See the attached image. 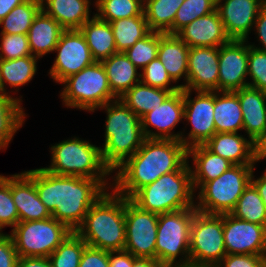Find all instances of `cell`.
Returning a JSON list of instances; mask_svg holds the SVG:
<instances>
[{"instance_id": "obj_1", "label": "cell", "mask_w": 266, "mask_h": 267, "mask_svg": "<svg viewBox=\"0 0 266 267\" xmlns=\"http://www.w3.org/2000/svg\"><path fill=\"white\" fill-rule=\"evenodd\" d=\"M34 184L51 216L75 232L90 207L106 192L97 180L56 175L44 168L34 169Z\"/></svg>"}, {"instance_id": "obj_2", "label": "cell", "mask_w": 266, "mask_h": 267, "mask_svg": "<svg viewBox=\"0 0 266 267\" xmlns=\"http://www.w3.org/2000/svg\"><path fill=\"white\" fill-rule=\"evenodd\" d=\"M188 148L179 140L145 138L115 175L114 191L131 199L141 188L163 174L181 170L188 163Z\"/></svg>"}, {"instance_id": "obj_3", "label": "cell", "mask_w": 266, "mask_h": 267, "mask_svg": "<svg viewBox=\"0 0 266 267\" xmlns=\"http://www.w3.org/2000/svg\"><path fill=\"white\" fill-rule=\"evenodd\" d=\"M105 192L75 231L88 246L112 252L125 247V197Z\"/></svg>"}, {"instance_id": "obj_4", "label": "cell", "mask_w": 266, "mask_h": 267, "mask_svg": "<svg viewBox=\"0 0 266 267\" xmlns=\"http://www.w3.org/2000/svg\"><path fill=\"white\" fill-rule=\"evenodd\" d=\"M100 109H106L107 113L102 159L113 172L134 155L142 146L145 136L140 118L120 98Z\"/></svg>"}, {"instance_id": "obj_5", "label": "cell", "mask_w": 266, "mask_h": 267, "mask_svg": "<svg viewBox=\"0 0 266 267\" xmlns=\"http://www.w3.org/2000/svg\"><path fill=\"white\" fill-rule=\"evenodd\" d=\"M191 166L163 174L153 183L141 188L131 200L142 210L156 214L195 208Z\"/></svg>"}, {"instance_id": "obj_6", "label": "cell", "mask_w": 266, "mask_h": 267, "mask_svg": "<svg viewBox=\"0 0 266 267\" xmlns=\"http://www.w3.org/2000/svg\"><path fill=\"white\" fill-rule=\"evenodd\" d=\"M51 153V165L45 170L56 175L97 179L109 188L105 178L112 172L102 159L101 147L74 137L52 146Z\"/></svg>"}, {"instance_id": "obj_7", "label": "cell", "mask_w": 266, "mask_h": 267, "mask_svg": "<svg viewBox=\"0 0 266 267\" xmlns=\"http://www.w3.org/2000/svg\"><path fill=\"white\" fill-rule=\"evenodd\" d=\"M254 165H233L214 180L206 182L195 209L206 214H229L251 182Z\"/></svg>"}, {"instance_id": "obj_8", "label": "cell", "mask_w": 266, "mask_h": 267, "mask_svg": "<svg viewBox=\"0 0 266 267\" xmlns=\"http://www.w3.org/2000/svg\"><path fill=\"white\" fill-rule=\"evenodd\" d=\"M60 97L67 107L94 112L106 103L118 99L111 91L101 62H94L66 78Z\"/></svg>"}, {"instance_id": "obj_9", "label": "cell", "mask_w": 266, "mask_h": 267, "mask_svg": "<svg viewBox=\"0 0 266 267\" xmlns=\"http://www.w3.org/2000/svg\"><path fill=\"white\" fill-rule=\"evenodd\" d=\"M196 211L195 208H184L158 214L156 261L164 267L190 263V227ZM180 254L185 256L177 263Z\"/></svg>"}, {"instance_id": "obj_10", "label": "cell", "mask_w": 266, "mask_h": 267, "mask_svg": "<svg viewBox=\"0 0 266 267\" xmlns=\"http://www.w3.org/2000/svg\"><path fill=\"white\" fill-rule=\"evenodd\" d=\"M72 231L55 218L23 221L12 229L19 257H49Z\"/></svg>"}, {"instance_id": "obj_11", "label": "cell", "mask_w": 266, "mask_h": 267, "mask_svg": "<svg viewBox=\"0 0 266 267\" xmlns=\"http://www.w3.org/2000/svg\"><path fill=\"white\" fill-rule=\"evenodd\" d=\"M190 263L216 266L226 255L223 214L196 211L190 227Z\"/></svg>"}, {"instance_id": "obj_12", "label": "cell", "mask_w": 266, "mask_h": 267, "mask_svg": "<svg viewBox=\"0 0 266 267\" xmlns=\"http://www.w3.org/2000/svg\"><path fill=\"white\" fill-rule=\"evenodd\" d=\"M158 214L125 198V247L136 258L156 260Z\"/></svg>"}, {"instance_id": "obj_13", "label": "cell", "mask_w": 266, "mask_h": 267, "mask_svg": "<svg viewBox=\"0 0 266 267\" xmlns=\"http://www.w3.org/2000/svg\"><path fill=\"white\" fill-rule=\"evenodd\" d=\"M54 51L57 56L49 74L56 83H62L95 62L79 29L64 30Z\"/></svg>"}, {"instance_id": "obj_14", "label": "cell", "mask_w": 266, "mask_h": 267, "mask_svg": "<svg viewBox=\"0 0 266 267\" xmlns=\"http://www.w3.org/2000/svg\"><path fill=\"white\" fill-rule=\"evenodd\" d=\"M191 90L183 89L184 119L192 124L188 137H181V142L190 148L205 144L215 133L214 92L197 91L190 99Z\"/></svg>"}, {"instance_id": "obj_15", "label": "cell", "mask_w": 266, "mask_h": 267, "mask_svg": "<svg viewBox=\"0 0 266 267\" xmlns=\"http://www.w3.org/2000/svg\"><path fill=\"white\" fill-rule=\"evenodd\" d=\"M226 254L266 256V226L223 214Z\"/></svg>"}, {"instance_id": "obj_16", "label": "cell", "mask_w": 266, "mask_h": 267, "mask_svg": "<svg viewBox=\"0 0 266 267\" xmlns=\"http://www.w3.org/2000/svg\"><path fill=\"white\" fill-rule=\"evenodd\" d=\"M231 39L219 47L218 91H237L248 86V45ZM246 44V45H245Z\"/></svg>"}, {"instance_id": "obj_17", "label": "cell", "mask_w": 266, "mask_h": 267, "mask_svg": "<svg viewBox=\"0 0 266 267\" xmlns=\"http://www.w3.org/2000/svg\"><path fill=\"white\" fill-rule=\"evenodd\" d=\"M219 47H191L188 55L187 83L181 89L218 91Z\"/></svg>"}, {"instance_id": "obj_18", "label": "cell", "mask_w": 266, "mask_h": 267, "mask_svg": "<svg viewBox=\"0 0 266 267\" xmlns=\"http://www.w3.org/2000/svg\"><path fill=\"white\" fill-rule=\"evenodd\" d=\"M184 118L183 89L172 93L155 110L147 112L141 120L142 131L145 138L149 139H170L181 141L182 132L173 134L171 130ZM154 127L159 132H151L148 127Z\"/></svg>"}, {"instance_id": "obj_19", "label": "cell", "mask_w": 266, "mask_h": 267, "mask_svg": "<svg viewBox=\"0 0 266 267\" xmlns=\"http://www.w3.org/2000/svg\"><path fill=\"white\" fill-rule=\"evenodd\" d=\"M217 0V11L230 39L248 40L260 9L266 0ZM223 3V4H221Z\"/></svg>"}, {"instance_id": "obj_20", "label": "cell", "mask_w": 266, "mask_h": 267, "mask_svg": "<svg viewBox=\"0 0 266 267\" xmlns=\"http://www.w3.org/2000/svg\"><path fill=\"white\" fill-rule=\"evenodd\" d=\"M11 193L19 214V222L52 217L38 197L34 184V169L11 175Z\"/></svg>"}, {"instance_id": "obj_21", "label": "cell", "mask_w": 266, "mask_h": 267, "mask_svg": "<svg viewBox=\"0 0 266 267\" xmlns=\"http://www.w3.org/2000/svg\"><path fill=\"white\" fill-rule=\"evenodd\" d=\"M191 47H220L231 39L227 35L217 9L201 16L176 34Z\"/></svg>"}, {"instance_id": "obj_22", "label": "cell", "mask_w": 266, "mask_h": 267, "mask_svg": "<svg viewBox=\"0 0 266 267\" xmlns=\"http://www.w3.org/2000/svg\"><path fill=\"white\" fill-rule=\"evenodd\" d=\"M243 116V130L253 142L266 130V92L246 86L234 91Z\"/></svg>"}, {"instance_id": "obj_23", "label": "cell", "mask_w": 266, "mask_h": 267, "mask_svg": "<svg viewBox=\"0 0 266 267\" xmlns=\"http://www.w3.org/2000/svg\"><path fill=\"white\" fill-rule=\"evenodd\" d=\"M204 145L234 165L255 164L254 142L238 133H215Z\"/></svg>"}, {"instance_id": "obj_24", "label": "cell", "mask_w": 266, "mask_h": 267, "mask_svg": "<svg viewBox=\"0 0 266 267\" xmlns=\"http://www.w3.org/2000/svg\"><path fill=\"white\" fill-rule=\"evenodd\" d=\"M193 157L196 168H191L192 186L201 188L206 182L211 181L223 174L234 164L229 160L214 154L204 144L188 148V158ZM195 169V170H194Z\"/></svg>"}, {"instance_id": "obj_25", "label": "cell", "mask_w": 266, "mask_h": 267, "mask_svg": "<svg viewBox=\"0 0 266 267\" xmlns=\"http://www.w3.org/2000/svg\"><path fill=\"white\" fill-rule=\"evenodd\" d=\"M189 47L177 35L159 32L158 59L173 82L184 79L187 83Z\"/></svg>"}, {"instance_id": "obj_26", "label": "cell", "mask_w": 266, "mask_h": 267, "mask_svg": "<svg viewBox=\"0 0 266 267\" xmlns=\"http://www.w3.org/2000/svg\"><path fill=\"white\" fill-rule=\"evenodd\" d=\"M64 30L54 18L41 10L27 33L32 56L40 58L53 52Z\"/></svg>"}, {"instance_id": "obj_27", "label": "cell", "mask_w": 266, "mask_h": 267, "mask_svg": "<svg viewBox=\"0 0 266 267\" xmlns=\"http://www.w3.org/2000/svg\"><path fill=\"white\" fill-rule=\"evenodd\" d=\"M45 1V2H44ZM89 0H43L41 10L65 30L80 29L90 18ZM46 8H45V6Z\"/></svg>"}, {"instance_id": "obj_28", "label": "cell", "mask_w": 266, "mask_h": 267, "mask_svg": "<svg viewBox=\"0 0 266 267\" xmlns=\"http://www.w3.org/2000/svg\"><path fill=\"white\" fill-rule=\"evenodd\" d=\"M90 48L93 59L101 62L117 53L112 26L96 14L79 29Z\"/></svg>"}, {"instance_id": "obj_29", "label": "cell", "mask_w": 266, "mask_h": 267, "mask_svg": "<svg viewBox=\"0 0 266 267\" xmlns=\"http://www.w3.org/2000/svg\"><path fill=\"white\" fill-rule=\"evenodd\" d=\"M112 93L120 98L135 84L140 82L137 67L124 52H117L101 61Z\"/></svg>"}, {"instance_id": "obj_30", "label": "cell", "mask_w": 266, "mask_h": 267, "mask_svg": "<svg viewBox=\"0 0 266 267\" xmlns=\"http://www.w3.org/2000/svg\"><path fill=\"white\" fill-rule=\"evenodd\" d=\"M213 116L216 133H238V130H243L242 110L235 92H214Z\"/></svg>"}, {"instance_id": "obj_31", "label": "cell", "mask_w": 266, "mask_h": 267, "mask_svg": "<svg viewBox=\"0 0 266 267\" xmlns=\"http://www.w3.org/2000/svg\"><path fill=\"white\" fill-rule=\"evenodd\" d=\"M173 92L143 84L141 81L129 89L120 99L141 118L147 112L155 110Z\"/></svg>"}, {"instance_id": "obj_32", "label": "cell", "mask_w": 266, "mask_h": 267, "mask_svg": "<svg viewBox=\"0 0 266 267\" xmlns=\"http://www.w3.org/2000/svg\"><path fill=\"white\" fill-rule=\"evenodd\" d=\"M21 100L8 93H0V150L7 148L14 134L25 121Z\"/></svg>"}, {"instance_id": "obj_33", "label": "cell", "mask_w": 266, "mask_h": 267, "mask_svg": "<svg viewBox=\"0 0 266 267\" xmlns=\"http://www.w3.org/2000/svg\"><path fill=\"white\" fill-rule=\"evenodd\" d=\"M37 60L38 57L32 55L12 60L0 58V81L3 93H6L5 83L18 88L30 82L37 72Z\"/></svg>"}, {"instance_id": "obj_34", "label": "cell", "mask_w": 266, "mask_h": 267, "mask_svg": "<svg viewBox=\"0 0 266 267\" xmlns=\"http://www.w3.org/2000/svg\"><path fill=\"white\" fill-rule=\"evenodd\" d=\"M185 0H146L143 11L150 31L166 34Z\"/></svg>"}, {"instance_id": "obj_35", "label": "cell", "mask_w": 266, "mask_h": 267, "mask_svg": "<svg viewBox=\"0 0 266 267\" xmlns=\"http://www.w3.org/2000/svg\"><path fill=\"white\" fill-rule=\"evenodd\" d=\"M110 24L117 52H125L150 32L144 11L139 16L117 19Z\"/></svg>"}, {"instance_id": "obj_36", "label": "cell", "mask_w": 266, "mask_h": 267, "mask_svg": "<svg viewBox=\"0 0 266 267\" xmlns=\"http://www.w3.org/2000/svg\"><path fill=\"white\" fill-rule=\"evenodd\" d=\"M41 8V3L36 0H26L16 6L0 21L3 26L1 33L27 34Z\"/></svg>"}, {"instance_id": "obj_37", "label": "cell", "mask_w": 266, "mask_h": 267, "mask_svg": "<svg viewBox=\"0 0 266 267\" xmlns=\"http://www.w3.org/2000/svg\"><path fill=\"white\" fill-rule=\"evenodd\" d=\"M231 214L241 220L266 226V206L251 182L238 199Z\"/></svg>"}, {"instance_id": "obj_38", "label": "cell", "mask_w": 266, "mask_h": 267, "mask_svg": "<svg viewBox=\"0 0 266 267\" xmlns=\"http://www.w3.org/2000/svg\"><path fill=\"white\" fill-rule=\"evenodd\" d=\"M87 246L76 232H72L48 257L52 267H79Z\"/></svg>"}, {"instance_id": "obj_39", "label": "cell", "mask_w": 266, "mask_h": 267, "mask_svg": "<svg viewBox=\"0 0 266 267\" xmlns=\"http://www.w3.org/2000/svg\"><path fill=\"white\" fill-rule=\"evenodd\" d=\"M96 15L104 21L139 16L143 12V4L139 0H97Z\"/></svg>"}, {"instance_id": "obj_40", "label": "cell", "mask_w": 266, "mask_h": 267, "mask_svg": "<svg viewBox=\"0 0 266 267\" xmlns=\"http://www.w3.org/2000/svg\"><path fill=\"white\" fill-rule=\"evenodd\" d=\"M217 0H185L176 12L172 28L166 33L176 35L195 19L216 10Z\"/></svg>"}, {"instance_id": "obj_41", "label": "cell", "mask_w": 266, "mask_h": 267, "mask_svg": "<svg viewBox=\"0 0 266 267\" xmlns=\"http://www.w3.org/2000/svg\"><path fill=\"white\" fill-rule=\"evenodd\" d=\"M158 48L159 32L150 31L124 53L137 68L143 69L153 59L157 58Z\"/></svg>"}, {"instance_id": "obj_42", "label": "cell", "mask_w": 266, "mask_h": 267, "mask_svg": "<svg viewBox=\"0 0 266 267\" xmlns=\"http://www.w3.org/2000/svg\"><path fill=\"white\" fill-rule=\"evenodd\" d=\"M19 214L11 193V176L0 175V231L6 226L15 227Z\"/></svg>"}, {"instance_id": "obj_43", "label": "cell", "mask_w": 266, "mask_h": 267, "mask_svg": "<svg viewBox=\"0 0 266 267\" xmlns=\"http://www.w3.org/2000/svg\"><path fill=\"white\" fill-rule=\"evenodd\" d=\"M142 70V74H140V81L143 84L162 88L168 91H172L173 93L181 89V85L169 87L170 83L173 81L169 77L165 67L158 59V57L148 63Z\"/></svg>"}, {"instance_id": "obj_44", "label": "cell", "mask_w": 266, "mask_h": 267, "mask_svg": "<svg viewBox=\"0 0 266 267\" xmlns=\"http://www.w3.org/2000/svg\"><path fill=\"white\" fill-rule=\"evenodd\" d=\"M0 58L12 60L30 56L31 50L27 34H5L1 33Z\"/></svg>"}, {"instance_id": "obj_45", "label": "cell", "mask_w": 266, "mask_h": 267, "mask_svg": "<svg viewBox=\"0 0 266 267\" xmlns=\"http://www.w3.org/2000/svg\"><path fill=\"white\" fill-rule=\"evenodd\" d=\"M248 75L253 81L248 86L266 92V51L248 45Z\"/></svg>"}, {"instance_id": "obj_46", "label": "cell", "mask_w": 266, "mask_h": 267, "mask_svg": "<svg viewBox=\"0 0 266 267\" xmlns=\"http://www.w3.org/2000/svg\"><path fill=\"white\" fill-rule=\"evenodd\" d=\"M216 267H266V256L226 254Z\"/></svg>"}, {"instance_id": "obj_47", "label": "cell", "mask_w": 266, "mask_h": 267, "mask_svg": "<svg viewBox=\"0 0 266 267\" xmlns=\"http://www.w3.org/2000/svg\"><path fill=\"white\" fill-rule=\"evenodd\" d=\"M18 258L11 235L0 232V267H17Z\"/></svg>"}, {"instance_id": "obj_48", "label": "cell", "mask_w": 266, "mask_h": 267, "mask_svg": "<svg viewBox=\"0 0 266 267\" xmlns=\"http://www.w3.org/2000/svg\"><path fill=\"white\" fill-rule=\"evenodd\" d=\"M79 267H109V252L87 246L83 251Z\"/></svg>"}, {"instance_id": "obj_49", "label": "cell", "mask_w": 266, "mask_h": 267, "mask_svg": "<svg viewBox=\"0 0 266 267\" xmlns=\"http://www.w3.org/2000/svg\"><path fill=\"white\" fill-rule=\"evenodd\" d=\"M132 266H133V255L130 252L126 250L109 252V267H132Z\"/></svg>"}, {"instance_id": "obj_50", "label": "cell", "mask_w": 266, "mask_h": 267, "mask_svg": "<svg viewBox=\"0 0 266 267\" xmlns=\"http://www.w3.org/2000/svg\"><path fill=\"white\" fill-rule=\"evenodd\" d=\"M254 26L256 27L258 37L260 38L259 41L262 43V48H258L254 45L250 46L261 51H266V4L260 9Z\"/></svg>"}, {"instance_id": "obj_51", "label": "cell", "mask_w": 266, "mask_h": 267, "mask_svg": "<svg viewBox=\"0 0 266 267\" xmlns=\"http://www.w3.org/2000/svg\"><path fill=\"white\" fill-rule=\"evenodd\" d=\"M17 267H52L48 257H19Z\"/></svg>"}, {"instance_id": "obj_52", "label": "cell", "mask_w": 266, "mask_h": 267, "mask_svg": "<svg viewBox=\"0 0 266 267\" xmlns=\"http://www.w3.org/2000/svg\"><path fill=\"white\" fill-rule=\"evenodd\" d=\"M264 158H266V130L254 141L255 162Z\"/></svg>"}, {"instance_id": "obj_53", "label": "cell", "mask_w": 266, "mask_h": 267, "mask_svg": "<svg viewBox=\"0 0 266 267\" xmlns=\"http://www.w3.org/2000/svg\"><path fill=\"white\" fill-rule=\"evenodd\" d=\"M251 183L257 189L259 196L262 198V201L266 206V171L260 178H258L256 180H254V175L252 172Z\"/></svg>"}, {"instance_id": "obj_54", "label": "cell", "mask_w": 266, "mask_h": 267, "mask_svg": "<svg viewBox=\"0 0 266 267\" xmlns=\"http://www.w3.org/2000/svg\"><path fill=\"white\" fill-rule=\"evenodd\" d=\"M25 1L26 0H0V21L5 18L13 8Z\"/></svg>"}, {"instance_id": "obj_55", "label": "cell", "mask_w": 266, "mask_h": 267, "mask_svg": "<svg viewBox=\"0 0 266 267\" xmlns=\"http://www.w3.org/2000/svg\"><path fill=\"white\" fill-rule=\"evenodd\" d=\"M132 267H164L156 260L148 258H136L133 256V266Z\"/></svg>"}, {"instance_id": "obj_56", "label": "cell", "mask_w": 266, "mask_h": 267, "mask_svg": "<svg viewBox=\"0 0 266 267\" xmlns=\"http://www.w3.org/2000/svg\"><path fill=\"white\" fill-rule=\"evenodd\" d=\"M165 267H216V266H212V265H195V264H176V265H169V266H165Z\"/></svg>"}, {"instance_id": "obj_57", "label": "cell", "mask_w": 266, "mask_h": 267, "mask_svg": "<svg viewBox=\"0 0 266 267\" xmlns=\"http://www.w3.org/2000/svg\"><path fill=\"white\" fill-rule=\"evenodd\" d=\"M0 93H3L1 81H0Z\"/></svg>"}, {"instance_id": "obj_58", "label": "cell", "mask_w": 266, "mask_h": 267, "mask_svg": "<svg viewBox=\"0 0 266 267\" xmlns=\"http://www.w3.org/2000/svg\"><path fill=\"white\" fill-rule=\"evenodd\" d=\"M139 1L144 5L146 0H139Z\"/></svg>"}]
</instances>
